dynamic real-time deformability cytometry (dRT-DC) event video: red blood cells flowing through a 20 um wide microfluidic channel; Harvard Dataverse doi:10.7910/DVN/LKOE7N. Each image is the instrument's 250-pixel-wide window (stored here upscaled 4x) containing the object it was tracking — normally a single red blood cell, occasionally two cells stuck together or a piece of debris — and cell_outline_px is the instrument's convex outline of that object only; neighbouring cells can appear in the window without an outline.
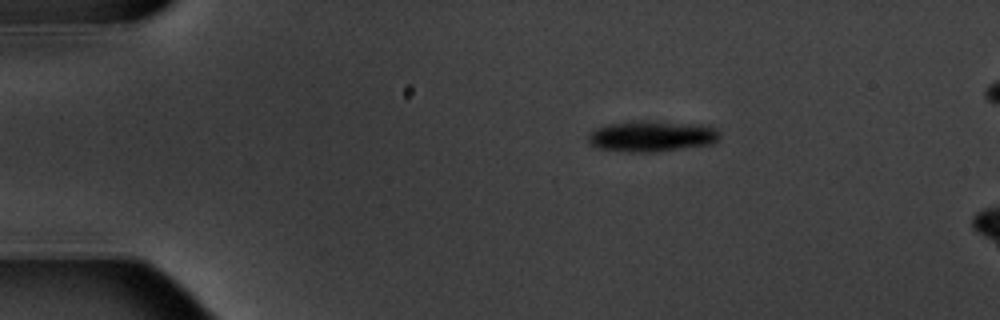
{"species": "common noctule bat (a hibernating species)", "species_latin": "Nyctalus noctula", "temperature_condition": "warm", "stored_images_in_passage": 3, "camera_frame_rate_fps": 3000, "um_per_image_px": 0.085, "animal": {"sex": "male", "body_mass_g": 20.1, "forearm_length_mm": 53.5}, "frame": {"image": 1, "passage_image": 1, "time_ms": 0.0, "image_size_px": [1000, 320], "cell_outline_px": [[720, 136], [712, 144], [656, 152], [628, 152], [600, 148], [592, 144], [588, 140], [588, 136], [596, 128], [608, 124], [636, 120], [648, 120], [708, 124], [716, 128], [720, 132]], "centroid_in_image_um": [55.47, 11.55], "position_along_channel_um": 29.5, "area_um2": 24.04}}